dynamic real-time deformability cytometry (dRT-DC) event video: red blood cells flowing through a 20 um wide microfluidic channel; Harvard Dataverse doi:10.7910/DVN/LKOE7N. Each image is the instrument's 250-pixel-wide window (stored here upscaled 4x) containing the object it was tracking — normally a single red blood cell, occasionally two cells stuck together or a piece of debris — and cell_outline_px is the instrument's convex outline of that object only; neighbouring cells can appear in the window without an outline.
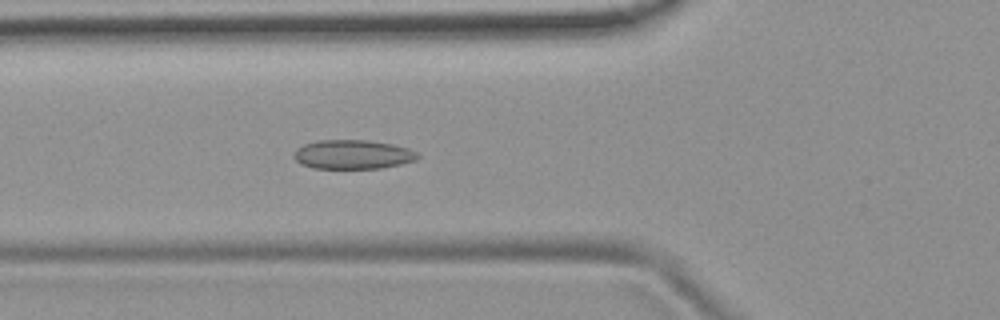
{"species": "common noctule bat (a hibernating species)", "species_latin": "Nyctalus noctula", "temperature_condition": "room temperature", "stored_images_in_passage": 7, "camera_frame_rate_fps": 3000, "um_per_image_px": 0.085, "animal": {"sex": "female", "body_mass_g": 19.9}, "frame": {"image": 1, "passage_image": 6, "time_ms": 1.667, "image_size_px": [1000, 320], "cell_outline_px": [[420, 156], [416, 160], [400, 164], [380, 168], [312, 168], [300, 164], [292, 156], [296, 148], [304, 144], [316, 140], [368, 140], [392, 144], [408, 148], [416, 152]], "centroid_in_image_um": [29.95, 13.12], "position_along_channel_um": 95.9, "area_um2": 21.1}}